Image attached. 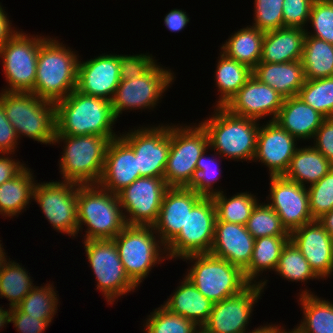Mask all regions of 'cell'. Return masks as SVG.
<instances>
[{
  "instance_id": "obj_1",
  "label": "cell",
  "mask_w": 333,
  "mask_h": 333,
  "mask_svg": "<svg viewBox=\"0 0 333 333\" xmlns=\"http://www.w3.org/2000/svg\"><path fill=\"white\" fill-rule=\"evenodd\" d=\"M116 120L111 101L77 89L55 103V135H98L112 140L118 137L112 129Z\"/></svg>"
},
{
  "instance_id": "obj_2",
  "label": "cell",
  "mask_w": 333,
  "mask_h": 333,
  "mask_svg": "<svg viewBox=\"0 0 333 333\" xmlns=\"http://www.w3.org/2000/svg\"><path fill=\"white\" fill-rule=\"evenodd\" d=\"M40 43L34 95L56 103L65 99L77 88L79 59L75 52L55 38Z\"/></svg>"
},
{
  "instance_id": "obj_3",
  "label": "cell",
  "mask_w": 333,
  "mask_h": 333,
  "mask_svg": "<svg viewBox=\"0 0 333 333\" xmlns=\"http://www.w3.org/2000/svg\"><path fill=\"white\" fill-rule=\"evenodd\" d=\"M78 233L87 226L86 240L115 238L127 225L118 195L99 184L78 185Z\"/></svg>"
},
{
  "instance_id": "obj_4",
  "label": "cell",
  "mask_w": 333,
  "mask_h": 333,
  "mask_svg": "<svg viewBox=\"0 0 333 333\" xmlns=\"http://www.w3.org/2000/svg\"><path fill=\"white\" fill-rule=\"evenodd\" d=\"M215 108V114L200 123L208 134L209 148L222 158L252 161L256 153L258 120L233 115L224 107Z\"/></svg>"
},
{
  "instance_id": "obj_5",
  "label": "cell",
  "mask_w": 333,
  "mask_h": 333,
  "mask_svg": "<svg viewBox=\"0 0 333 333\" xmlns=\"http://www.w3.org/2000/svg\"><path fill=\"white\" fill-rule=\"evenodd\" d=\"M0 102L18 139L24 135L41 144H54L55 103L40 99L33 93L5 91L0 93Z\"/></svg>"
},
{
  "instance_id": "obj_6",
  "label": "cell",
  "mask_w": 333,
  "mask_h": 333,
  "mask_svg": "<svg viewBox=\"0 0 333 333\" xmlns=\"http://www.w3.org/2000/svg\"><path fill=\"white\" fill-rule=\"evenodd\" d=\"M61 141L65 144L59 163L63 181L78 185L98 184L110 139L98 135H55V145Z\"/></svg>"
},
{
  "instance_id": "obj_7",
  "label": "cell",
  "mask_w": 333,
  "mask_h": 333,
  "mask_svg": "<svg viewBox=\"0 0 333 333\" xmlns=\"http://www.w3.org/2000/svg\"><path fill=\"white\" fill-rule=\"evenodd\" d=\"M182 259L194 260L185 277L212 303L236 295L250 284L239 267L210 253L191 254Z\"/></svg>"
},
{
  "instance_id": "obj_8",
  "label": "cell",
  "mask_w": 333,
  "mask_h": 333,
  "mask_svg": "<svg viewBox=\"0 0 333 333\" xmlns=\"http://www.w3.org/2000/svg\"><path fill=\"white\" fill-rule=\"evenodd\" d=\"M178 126L170 125V150L163 177L169 187H190L197 174V161L209 149V139L200 123Z\"/></svg>"
},
{
  "instance_id": "obj_9",
  "label": "cell",
  "mask_w": 333,
  "mask_h": 333,
  "mask_svg": "<svg viewBox=\"0 0 333 333\" xmlns=\"http://www.w3.org/2000/svg\"><path fill=\"white\" fill-rule=\"evenodd\" d=\"M154 234L153 226L126 225L113 238L125 272L137 286L148 277L152 267L168 258L161 256L166 253V248Z\"/></svg>"
},
{
  "instance_id": "obj_10",
  "label": "cell",
  "mask_w": 333,
  "mask_h": 333,
  "mask_svg": "<svg viewBox=\"0 0 333 333\" xmlns=\"http://www.w3.org/2000/svg\"><path fill=\"white\" fill-rule=\"evenodd\" d=\"M83 243L96 276V287L102 291L108 304H113L118 296L134 292L138 286L126 274L113 239L86 240Z\"/></svg>"
},
{
  "instance_id": "obj_11",
  "label": "cell",
  "mask_w": 333,
  "mask_h": 333,
  "mask_svg": "<svg viewBox=\"0 0 333 333\" xmlns=\"http://www.w3.org/2000/svg\"><path fill=\"white\" fill-rule=\"evenodd\" d=\"M31 37V38H30ZM42 36L17 31L0 48L3 70L9 87L5 92L31 93L35 86L37 59Z\"/></svg>"
},
{
  "instance_id": "obj_12",
  "label": "cell",
  "mask_w": 333,
  "mask_h": 333,
  "mask_svg": "<svg viewBox=\"0 0 333 333\" xmlns=\"http://www.w3.org/2000/svg\"><path fill=\"white\" fill-rule=\"evenodd\" d=\"M216 219L212 197H202L191 211H188L187 220L179 234L165 247L168 259L210 253Z\"/></svg>"
},
{
  "instance_id": "obj_13",
  "label": "cell",
  "mask_w": 333,
  "mask_h": 333,
  "mask_svg": "<svg viewBox=\"0 0 333 333\" xmlns=\"http://www.w3.org/2000/svg\"><path fill=\"white\" fill-rule=\"evenodd\" d=\"M77 190L78 184L68 181L35 183L33 190L51 226L72 237L78 235Z\"/></svg>"
},
{
  "instance_id": "obj_14",
  "label": "cell",
  "mask_w": 333,
  "mask_h": 333,
  "mask_svg": "<svg viewBox=\"0 0 333 333\" xmlns=\"http://www.w3.org/2000/svg\"><path fill=\"white\" fill-rule=\"evenodd\" d=\"M174 76L170 69L160 67L156 63L141 78L120 81L111 100L116 119L128 109H153L162 93L172 84Z\"/></svg>"
},
{
  "instance_id": "obj_15",
  "label": "cell",
  "mask_w": 333,
  "mask_h": 333,
  "mask_svg": "<svg viewBox=\"0 0 333 333\" xmlns=\"http://www.w3.org/2000/svg\"><path fill=\"white\" fill-rule=\"evenodd\" d=\"M168 188L164 177H140L120 191L117 195L127 225L153 226Z\"/></svg>"
},
{
  "instance_id": "obj_16",
  "label": "cell",
  "mask_w": 333,
  "mask_h": 333,
  "mask_svg": "<svg viewBox=\"0 0 333 333\" xmlns=\"http://www.w3.org/2000/svg\"><path fill=\"white\" fill-rule=\"evenodd\" d=\"M139 128L120 136L135 152L140 177H163L170 150V126Z\"/></svg>"
},
{
  "instance_id": "obj_17",
  "label": "cell",
  "mask_w": 333,
  "mask_h": 333,
  "mask_svg": "<svg viewBox=\"0 0 333 333\" xmlns=\"http://www.w3.org/2000/svg\"><path fill=\"white\" fill-rule=\"evenodd\" d=\"M270 197L267 203L279 216L283 227L291 234L301 226L313 222L309 207L308 189L293 180L270 176Z\"/></svg>"
},
{
  "instance_id": "obj_18",
  "label": "cell",
  "mask_w": 333,
  "mask_h": 333,
  "mask_svg": "<svg viewBox=\"0 0 333 333\" xmlns=\"http://www.w3.org/2000/svg\"><path fill=\"white\" fill-rule=\"evenodd\" d=\"M263 290L260 284H249L240 293L213 303L203 327L211 333H246L254 304Z\"/></svg>"
},
{
  "instance_id": "obj_19",
  "label": "cell",
  "mask_w": 333,
  "mask_h": 333,
  "mask_svg": "<svg viewBox=\"0 0 333 333\" xmlns=\"http://www.w3.org/2000/svg\"><path fill=\"white\" fill-rule=\"evenodd\" d=\"M284 99L273 88L252 75L224 108L233 115L255 120H260L270 114L272 118L270 121H274Z\"/></svg>"
},
{
  "instance_id": "obj_20",
  "label": "cell",
  "mask_w": 333,
  "mask_h": 333,
  "mask_svg": "<svg viewBox=\"0 0 333 333\" xmlns=\"http://www.w3.org/2000/svg\"><path fill=\"white\" fill-rule=\"evenodd\" d=\"M268 122L259 127L253 161L266 165L270 176H281L287 171L298 148L297 139L275 121Z\"/></svg>"
},
{
  "instance_id": "obj_21",
  "label": "cell",
  "mask_w": 333,
  "mask_h": 333,
  "mask_svg": "<svg viewBox=\"0 0 333 333\" xmlns=\"http://www.w3.org/2000/svg\"><path fill=\"white\" fill-rule=\"evenodd\" d=\"M119 55L103 54L78 62L77 90L83 94L112 100L120 83Z\"/></svg>"
},
{
  "instance_id": "obj_22",
  "label": "cell",
  "mask_w": 333,
  "mask_h": 333,
  "mask_svg": "<svg viewBox=\"0 0 333 333\" xmlns=\"http://www.w3.org/2000/svg\"><path fill=\"white\" fill-rule=\"evenodd\" d=\"M203 196L190 187H169L163 197L159 215L153 224L155 233L165 247L179 234L187 220L188 211Z\"/></svg>"
},
{
  "instance_id": "obj_23",
  "label": "cell",
  "mask_w": 333,
  "mask_h": 333,
  "mask_svg": "<svg viewBox=\"0 0 333 333\" xmlns=\"http://www.w3.org/2000/svg\"><path fill=\"white\" fill-rule=\"evenodd\" d=\"M290 240L301 251L319 278L332 275L333 239L318 220L294 230L290 234Z\"/></svg>"
},
{
  "instance_id": "obj_24",
  "label": "cell",
  "mask_w": 333,
  "mask_h": 333,
  "mask_svg": "<svg viewBox=\"0 0 333 333\" xmlns=\"http://www.w3.org/2000/svg\"><path fill=\"white\" fill-rule=\"evenodd\" d=\"M138 178L140 172L132 147L121 136L110 140L103 174L98 184L117 195Z\"/></svg>"
},
{
  "instance_id": "obj_25",
  "label": "cell",
  "mask_w": 333,
  "mask_h": 333,
  "mask_svg": "<svg viewBox=\"0 0 333 333\" xmlns=\"http://www.w3.org/2000/svg\"><path fill=\"white\" fill-rule=\"evenodd\" d=\"M254 243L245 225L216 221L210 254L244 271L251 262Z\"/></svg>"
},
{
  "instance_id": "obj_26",
  "label": "cell",
  "mask_w": 333,
  "mask_h": 333,
  "mask_svg": "<svg viewBox=\"0 0 333 333\" xmlns=\"http://www.w3.org/2000/svg\"><path fill=\"white\" fill-rule=\"evenodd\" d=\"M326 119L319 111L313 109L300 97L285 98L275 122L298 141H308Z\"/></svg>"
},
{
  "instance_id": "obj_27",
  "label": "cell",
  "mask_w": 333,
  "mask_h": 333,
  "mask_svg": "<svg viewBox=\"0 0 333 333\" xmlns=\"http://www.w3.org/2000/svg\"><path fill=\"white\" fill-rule=\"evenodd\" d=\"M252 75L260 82L269 85L284 98L297 96L306 81L302 61L260 62L252 70Z\"/></svg>"
},
{
  "instance_id": "obj_28",
  "label": "cell",
  "mask_w": 333,
  "mask_h": 333,
  "mask_svg": "<svg viewBox=\"0 0 333 333\" xmlns=\"http://www.w3.org/2000/svg\"><path fill=\"white\" fill-rule=\"evenodd\" d=\"M306 30L283 27L266 32L260 62L285 63L301 61Z\"/></svg>"
},
{
  "instance_id": "obj_29",
  "label": "cell",
  "mask_w": 333,
  "mask_h": 333,
  "mask_svg": "<svg viewBox=\"0 0 333 333\" xmlns=\"http://www.w3.org/2000/svg\"><path fill=\"white\" fill-rule=\"evenodd\" d=\"M163 306L172 313L189 319L198 327H203L209 319L213 303L184 276L181 285L164 301Z\"/></svg>"
},
{
  "instance_id": "obj_30",
  "label": "cell",
  "mask_w": 333,
  "mask_h": 333,
  "mask_svg": "<svg viewBox=\"0 0 333 333\" xmlns=\"http://www.w3.org/2000/svg\"><path fill=\"white\" fill-rule=\"evenodd\" d=\"M332 167L333 164L313 146L299 147L283 176L305 187L307 183L318 182Z\"/></svg>"
},
{
  "instance_id": "obj_31",
  "label": "cell",
  "mask_w": 333,
  "mask_h": 333,
  "mask_svg": "<svg viewBox=\"0 0 333 333\" xmlns=\"http://www.w3.org/2000/svg\"><path fill=\"white\" fill-rule=\"evenodd\" d=\"M289 240L290 235L268 236L255 239L251 262L243 271L245 279L250 284L254 282V284H260L264 288L267 280L257 282V277L264 270H276L281 251Z\"/></svg>"
},
{
  "instance_id": "obj_32",
  "label": "cell",
  "mask_w": 333,
  "mask_h": 333,
  "mask_svg": "<svg viewBox=\"0 0 333 333\" xmlns=\"http://www.w3.org/2000/svg\"><path fill=\"white\" fill-rule=\"evenodd\" d=\"M300 294L303 321L289 333H333V303L313 295L309 290Z\"/></svg>"
},
{
  "instance_id": "obj_33",
  "label": "cell",
  "mask_w": 333,
  "mask_h": 333,
  "mask_svg": "<svg viewBox=\"0 0 333 333\" xmlns=\"http://www.w3.org/2000/svg\"><path fill=\"white\" fill-rule=\"evenodd\" d=\"M264 36V32L249 25L231 35L221 52L253 70L260 63Z\"/></svg>"
},
{
  "instance_id": "obj_34",
  "label": "cell",
  "mask_w": 333,
  "mask_h": 333,
  "mask_svg": "<svg viewBox=\"0 0 333 333\" xmlns=\"http://www.w3.org/2000/svg\"><path fill=\"white\" fill-rule=\"evenodd\" d=\"M31 169L25 167L17 176L0 185V214L16 216L25 210L33 199L36 181Z\"/></svg>"
},
{
  "instance_id": "obj_35",
  "label": "cell",
  "mask_w": 333,
  "mask_h": 333,
  "mask_svg": "<svg viewBox=\"0 0 333 333\" xmlns=\"http://www.w3.org/2000/svg\"><path fill=\"white\" fill-rule=\"evenodd\" d=\"M215 81L220 91L218 102L215 107H224L240 88L252 76V69L247 65L228 58L220 52V58L216 65Z\"/></svg>"
},
{
  "instance_id": "obj_36",
  "label": "cell",
  "mask_w": 333,
  "mask_h": 333,
  "mask_svg": "<svg viewBox=\"0 0 333 333\" xmlns=\"http://www.w3.org/2000/svg\"><path fill=\"white\" fill-rule=\"evenodd\" d=\"M301 61L306 80L333 77V44L305 35Z\"/></svg>"
},
{
  "instance_id": "obj_37",
  "label": "cell",
  "mask_w": 333,
  "mask_h": 333,
  "mask_svg": "<svg viewBox=\"0 0 333 333\" xmlns=\"http://www.w3.org/2000/svg\"><path fill=\"white\" fill-rule=\"evenodd\" d=\"M29 274V275H28ZM22 265L15 261L3 260L0 266V298H7L9 307H16L35 286Z\"/></svg>"
},
{
  "instance_id": "obj_38",
  "label": "cell",
  "mask_w": 333,
  "mask_h": 333,
  "mask_svg": "<svg viewBox=\"0 0 333 333\" xmlns=\"http://www.w3.org/2000/svg\"><path fill=\"white\" fill-rule=\"evenodd\" d=\"M223 193L222 191L212 196L216 209V221L246 225L254 207L259 202L256 196L241 192L227 198Z\"/></svg>"
},
{
  "instance_id": "obj_39",
  "label": "cell",
  "mask_w": 333,
  "mask_h": 333,
  "mask_svg": "<svg viewBox=\"0 0 333 333\" xmlns=\"http://www.w3.org/2000/svg\"><path fill=\"white\" fill-rule=\"evenodd\" d=\"M53 284L34 286L16 306L21 312L38 317L39 320H52L57 312L58 298Z\"/></svg>"
},
{
  "instance_id": "obj_40",
  "label": "cell",
  "mask_w": 333,
  "mask_h": 333,
  "mask_svg": "<svg viewBox=\"0 0 333 333\" xmlns=\"http://www.w3.org/2000/svg\"><path fill=\"white\" fill-rule=\"evenodd\" d=\"M275 272L282 276V278L293 282L301 281L302 283L307 282L308 279H320L291 240L283 247Z\"/></svg>"
},
{
  "instance_id": "obj_41",
  "label": "cell",
  "mask_w": 333,
  "mask_h": 333,
  "mask_svg": "<svg viewBox=\"0 0 333 333\" xmlns=\"http://www.w3.org/2000/svg\"><path fill=\"white\" fill-rule=\"evenodd\" d=\"M297 96L326 118L333 116V77L306 80Z\"/></svg>"
},
{
  "instance_id": "obj_42",
  "label": "cell",
  "mask_w": 333,
  "mask_h": 333,
  "mask_svg": "<svg viewBox=\"0 0 333 333\" xmlns=\"http://www.w3.org/2000/svg\"><path fill=\"white\" fill-rule=\"evenodd\" d=\"M245 226L254 239L290 235L283 227L278 214L265 203L256 204Z\"/></svg>"
},
{
  "instance_id": "obj_43",
  "label": "cell",
  "mask_w": 333,
  "mask_h": 333,
  "mask_svg": "<svg viewBox=\"0 0 333 333\" xmlns=\"http://www.w3.org/2000/svg\"><path fill=\"white\" fill-rule=\"evenodd\" d=\"M146 319L144 326L146 333H196L199 328L194 322L172 313L163 305L155 309Z\"/></svg>"
},
{
  "instance_id": "obj_44",
  "label": "cell",
  "mask_w": 333,
  "mask_h": 333,
  "mask_svg": "<svg viewBox=\"0 0 333 333\" xmlns=\"http://www.w3.org/2000/svg\"><path fill=\"white\" fill-rule=\"evenodd\" d=\"M307 186L311 216L318 220L333 209V167L318 182Z\"/></svg>"
},
{
  "instance_id": "obj_45",
  "label": "cell",
  "mask_w": 333,
  "mask_h": 333,
  "mask_svg": "<svg viewBox=\"0 0 333 333\" xmlns=\"http://www.w3.org/2000/svg\"><path fill=\"white\" fill-rule=\"evenodd\" d=\"M309 21L314 32L306 30V35L333 44V0H314Z\"/></svg>"
},
{
  "instance_id": "obj_46",
  "label": "cell",
  "mask_w": 333,
  "mask_h": 333,
  "mask_svg": "<svg viewBox=\"0 0 333 333\" xmlns=\"http://www.w3.org/2000/svg\"><path fill=\"white\" fill-rule=\"evenodd\" d=\"M254 24L252 27L261 32L275 31L284 27L283 2L284 0H254Z\"/></svg>"
},
{
  "instance_id": "obj_47",
  "label": "cell",
  "mask_w": 333,
  "mask_h": 333,
  "mask_svg": "<svg viewBox=\"0 0 333 333\" xmlns=\"http://www.w3.org/2000/svg\"><path fill=\"white\" fill-rule=\"evenodd\" d=\"M206 152L208 151H204L197 161V174L190 188L203 197H212L222 192L212 187L218 180L217 175L220 176L219 170H217L220 166L215 161L216 159L206 157Z\"/></svg>"
},
{
  "instance_id": "obj_48",
  "label": "cell",
  "mask_w": 333,
  "mask_h": 333,
  "mask_svg": "<svg viewBox=\"0 0 333 333\" xmlns=\"http://www.w3.org/2000/svg\"><path fill=\"white\" fill-rule=\"evenodd\" d=\"M119 63L120 81H127L141 78L156 64V60L148 54L119 55Z\"/></svg>"
},
{
  "instance_id": "obj_49",
  "label": "cell",
  "mask_w": 333,
  "mask_h": 333,
  "mask_svg": "<svg viewBox=\"0 0 333 333\" xmlns=\"http://www.w3.org/2000/svg\"><path fill=\"white\" fill-rule=\"evenodd\" d=\"M314 0H284L283 21L284 27L301 28L309 23V15Z\"/></svg>"
},
{
  "instance_id": "obj_50",
  "label": "cell",
  "mask_w": 333,
  "mask_h": 333,
  "mask_svg": "<svg viewBox=\"0 0 333 333\" xmlns=\"http://www.w3.org/2000/svg\"><path fill=\"white\" fill-rule=\"evenodd\" d=\"M52 320H39L38 317L29 316L17 307L11 308L10 323L19 333H43Z\"/></svg>"
},
{
  "instance_id": "obj_51",
  "label": "cell",
  "mask_w": 333,
  "mask_h": 333,
  "mask_svg": "<svg viewBox=\"0 0 333 333\" xmlns=\"http://www.w3.org/2000/svg\"><path fill=\"white\" fill-rule=\"evenodd\" d=\"M313 147L333 164V119L326 118L315 133ZM316 142V143H315Z\"/></svg>"
},
{
  "instance_id": "obj_52",
  "label": "cell",
  "mask_w": 333,
  "mask_h": 333,
  "mask_svg": "<svg viewBox=\"0 0 333 333\" xmlns=\"http://www.w3.org/2000/svg\"><path fill=\"white\" fill-rule=\"evenodd\" d=\"M18 143L16 130L6 118L3 104L0 102V154H14ZM13 152V153H12Z\"/></svg>"
},
{
  "instance_id": "obj_53",
  "label": "cell",
  "mask_w": 333,
  "mask_h": 333,
  "mask_svg": "<svg viewBox=\"0 0 333 333\" xmlns=\"http://www.w3.org/2000/svg\"><path fill=\"white\" fill-rule=\"evenodd\" d=\"M3 156V157H2ZM11 157L0 155V185L17 176L26 166Z\"/></svg>"
},
{
  "instance_id": "obj_54",
  "label": "cell",
  "mask_w": 333,
  "mask_h": 333,
  "mask_svg": "<svg viewBox=\"0 0 333 333\" xmlns=\"http://www.w3.org/2000/svg\"><path fill=\"white\" fill-rule=\"evenodd\" d=\"M190 18L187 16L186 12L180 9H173L168 14L165 15L164 24L171 32H179L183 30Z\"/></svg>"
},
{
  "instance_id": "obj_55",
  "label": "cell",
  "mask_w": 333,
  "mask_h": 333,
  "mask_svg": "<svg viewBox=\"0 0 333 333\" xmlns=\"http://www.w3.org/2000/svg\"><path fill=\"white\" fill-rule=\"evenodd\" d=\"M3 9L0 5V48L17 32L11 28V21Z\"/></svg>"
},
{
  "instance_id": "obj_56",
  "label": "cell",
  "mask_w": 333,
  "mask_h": 333,
  "mask_svg": "<svg viewBox=\"0 0 333 333\" xmlns=\"http://www.w3.org/2000/svg\"><path fill=\"white\" fill-rule=\"evenodd\" d=\"M318 222L330 234L333 239V209L318 219Z\"/></svg>"
},
{
  "instance_id": "obj_57",
  "label": "cell",
  "mask_w": 333,
  "mask_h": 333,
  "mask_svg": "<svg viewBox=\"0 0 333 333\" xmlns=\"http://www.w3.org/2000/svg\"><path fill=\"white\" fill-rule=\"evenodd\" d=\"M284 327L281 328L280 326L275 325H266L258 327L250 332L247 333H282L284 330Z\"/></svg>"
},
{
  "instance_id": "obj_58",
  "label": "cell",
  "mask_w": 333,
  "mask_h": 333,
  "mask_svg": "<svg viewBox=\"0 0 333 333\" xmlns=\"http://www.w3.org/2000/svg\"><path fill=\"white\" fill-rule=\"evenodd\" d=\"M2 308L3 307H0V329L5 327L4 325L10 323L11 308H8V310Z\"/></svg>"
},
{
  "instance_id": "obj_59",
  "label": "cell",
  "mask_w": 333,
  "mask_h": 333,
  "mask_svg": "<svg viewBox=\"0 0 333 333\" xmlns=\"http://www.w3.org/2000/svg\"><path fill=\"white\" fill-rule=\"evenodd\" d=\"M0 242H1V240H0ZM5 255H6V253L2 247V244L0 243V266H1V263L3 262V260L7 257Z\"/></svg>"
},
{
  "instance_id": "obj_60",
  "label": "cell",
  "mask_w": 333,
  "mask_h": 333,
  "mask_svg": "<svg viewBox=\"0 0 333 333\" xmlns=\"http://www.w3.org/2000/svg\"><path fill=\"white\" fill-rule=\"evenodd\" d=\"M196 333H211L208 330H206L204 327H199L196 331Z\"/></svg>"
}]
</instances>
